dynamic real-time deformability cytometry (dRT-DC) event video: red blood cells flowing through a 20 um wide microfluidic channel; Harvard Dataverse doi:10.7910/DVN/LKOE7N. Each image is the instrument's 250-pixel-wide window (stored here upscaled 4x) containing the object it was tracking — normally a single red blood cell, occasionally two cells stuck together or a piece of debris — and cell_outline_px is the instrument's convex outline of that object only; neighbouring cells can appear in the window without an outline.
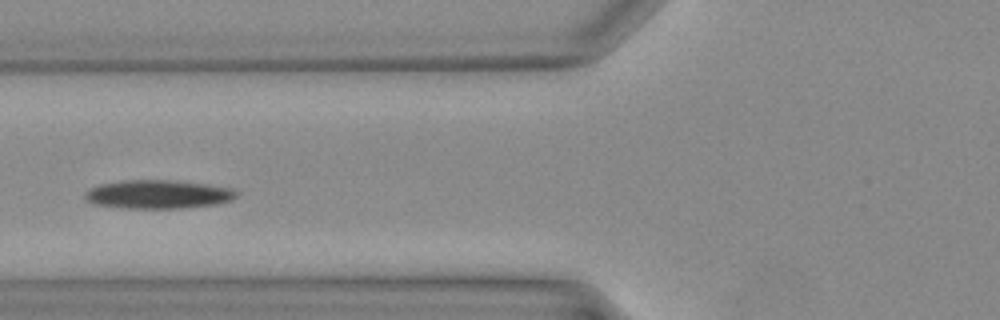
{"species": "Egyptian fruit bat (a non-hibernating species)", "species_latin": "Rousettus aegyptiacus", "temperature_condition": "warm", "stored_images_in_passage": 28, "camera_frame_rate_fps": 3000, "um_per_image_px": 0.085, "animal": {"sex": "female"}, "frame": {"image": 1, "passage_image": 5, "time_ms": 1.333, "image_size_px": [1000, 320], "cell_outline_px": [[236, 196], [232, 200], [212, 204], [180, 208], [116, 208], [92, 204], [84, 196], [84, 192], [88, 188], [100, 184], [120, 180], [172, 180], [204, 184], [232, 188], [236, 192]], "centroid_in_image_um": [13.34, 16.51], "position_along_channel_um": 112.5, "area_um2": 25.26}}
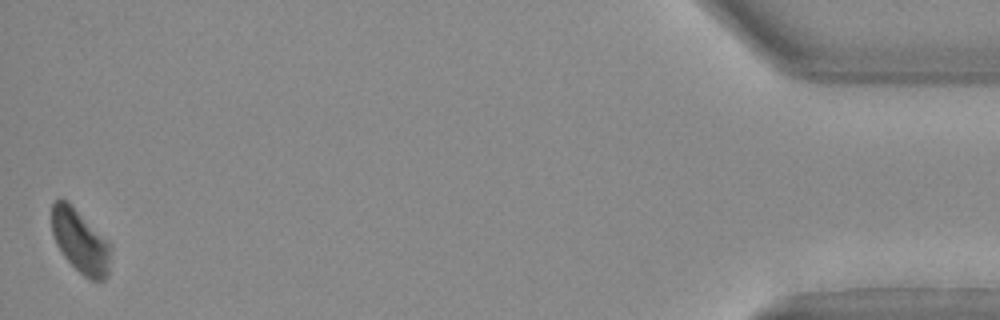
{"frame": {"image": 2, "passage_image": 28, "time_ms": 9.0, "image_size_px": [1000, 320], "cell_outline_px": [[112, 248], [108, 276], [104, 280], [92, 280], [84, 276], [64, 256], [56, 244], [52, 232], [52, 204], [56, 200], [64, 200], [108, 240], [112, 244]], "centroid_in_image_um": [6.86, 20.57], "position_along_channel_um": 428.3, "area_um2": 21.39}}